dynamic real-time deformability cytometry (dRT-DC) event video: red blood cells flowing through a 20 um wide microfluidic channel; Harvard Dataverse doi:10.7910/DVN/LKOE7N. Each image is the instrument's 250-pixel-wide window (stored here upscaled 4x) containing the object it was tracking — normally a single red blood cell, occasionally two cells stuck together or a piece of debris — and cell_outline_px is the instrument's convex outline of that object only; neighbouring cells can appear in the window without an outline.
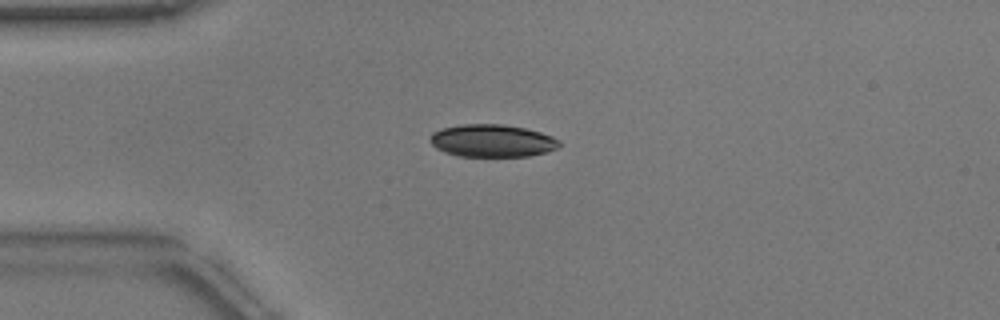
{"species": "common noctule bat (a hibernating species)", "species_latin": "Nyctalus noctula", "temperature_condition": "warm", "stored_images_in_passage": 47, "camera_frame_rate_fps": 3000, "um_per_image_px": 0.085, "animal": {"sex": "male", "body_mass_g": 17.9}, "frame": {"image": 1, "passage_image": 12, "time_ms": 3.667, "image_size_px": [1000, 320], "cell_outline_px": [[560, 144], [556, 148], [548, 152], [528, 156], [456, 156], [444, 152], [436, 148], [432, 144], [432, 132], [440, 128], [460, 124], [504, 124], [524, 128], [540, 132], [552, 136], [560, 140]], "centroid_in_image_um": [41.84, 11.96], "position_along_channel_um": 43.2, "area_um2": 24.57}}
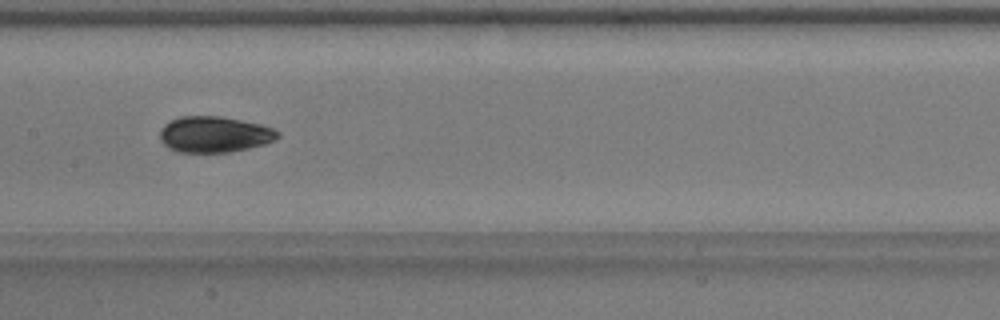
{"frame": {"image": 2, "passage_image": 25, "time_ms": 8.0, "image_size_px": [1000, 320], "cell_outline_px": [[280, 136], [276, 140], [264, 144], [248, 148], [228, 152], [176, 152], [168, 148], [160, 140], [160, 128], [164, 124], [180, 116], [220, 116], [260, 124], [272, 128], [280, 132]], "centroid_in_image_um": [18.21, 11.42], "position_along_channel_um": 189.2, "area_um2": 24.8}}
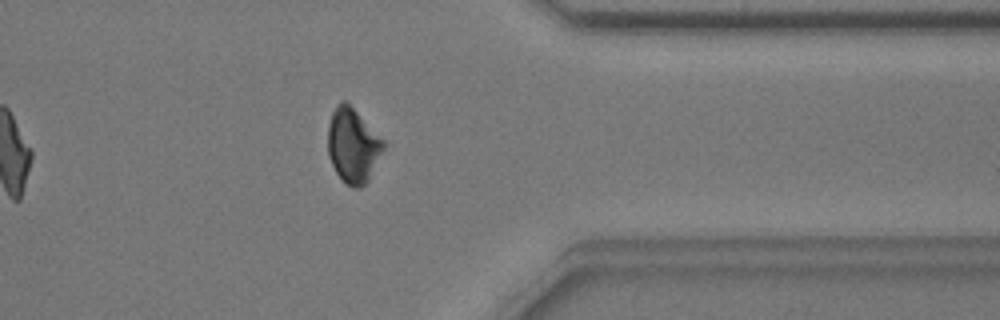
{"frame": {"image": 3, "passage_image": 41, "time_ms": 13.333, "image_size_px": [1000, 320], "cell_outline_px": [[384, 148], [368, 180], [360, 188], [352, 188], [336, 172], [328, 156], [328, 124], [332, 112], [336, 104], [340, 100], [344, 100], [384, 140]], "centroid_in_image_um": [29.97, 12.36], "position_along_channel_um": 381.4, "area_um2": 23.7}, "authors_computed_cell_mechanics": {"area_um2": 24.7962, "velocity_mm_per_s": 3.8002, "shape_relaxation_time_tau1_ms": 2.376, "shape_relaxation_time_tau2_ms": 2.0078, "deformation_change_tau1": 0.1057, "deformation_change_tau2": 0.0566}}